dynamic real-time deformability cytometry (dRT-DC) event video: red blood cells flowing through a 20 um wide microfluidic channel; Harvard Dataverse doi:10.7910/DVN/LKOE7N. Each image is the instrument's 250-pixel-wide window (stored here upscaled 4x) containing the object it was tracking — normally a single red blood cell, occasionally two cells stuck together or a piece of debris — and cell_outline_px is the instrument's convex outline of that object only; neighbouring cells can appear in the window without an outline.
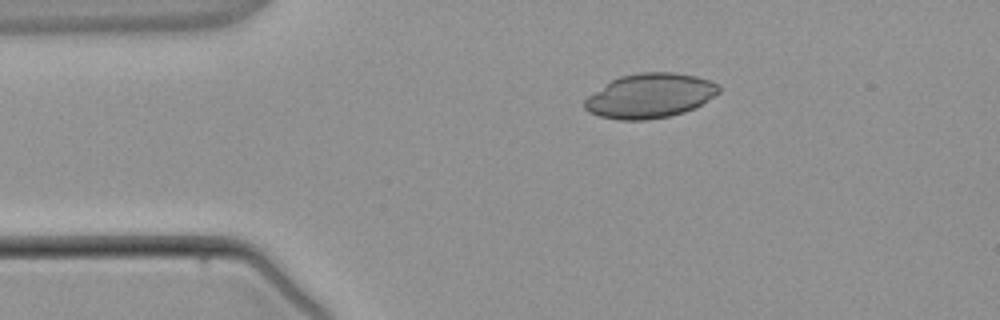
{"species": "common noctule bat (a hibernating species)", "species_latin": "Nyctalus noctula", "temperature_condition": "warm", "stored_images_in_passage": 2, "camera_frame_rate_fps": 3000, "um_per_image_px": 0.085, "animal": {"sex": "male", "body_mass_g": 21.5, "forearm_length_mm": 52.0}, "frame": {"image": 1, "passage_image": 1, "time_ms": 0.0, "image_size_px": [1000, 320], "cell_outline_px": [[720, 92], [700, 104], [684, 112], [668, 116], [644, 120], [620, 120], [600, 116], [588, 112], [584, 108], [584, 100], [588, 96], [612, 80], [620, 76], [640, 72], [672, 72], [696, 76], [712, 80], [720, 84]], "centroid_in_image_um": [55.25, 8.13], "position_along_channel_um": 29.7, "area_um2": 34.68}}